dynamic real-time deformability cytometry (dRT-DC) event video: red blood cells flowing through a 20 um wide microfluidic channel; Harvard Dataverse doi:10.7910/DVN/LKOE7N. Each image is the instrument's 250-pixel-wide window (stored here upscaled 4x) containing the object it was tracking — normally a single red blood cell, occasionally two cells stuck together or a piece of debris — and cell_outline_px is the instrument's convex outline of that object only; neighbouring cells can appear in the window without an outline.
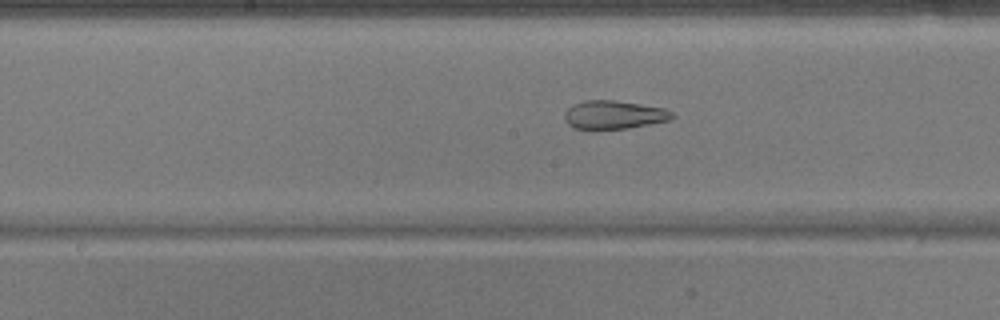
{"species": "common noctule bat (a hibernating species)", "species_latin": "Nyctalus noctula", "temperature_condition": "warm", "stored_images_in_passage": 43, "camera_frame_rate_fps": 3000, "um_per_image_px": 0.085, "animal": {"sex": "male", "body_mass_g": 17.9}, "frame": {"image": 1, "passage_image": 19, "time_ms": 6.0, "image_size_px": [1000, 320], "cell_outline_px": [[676, 116], [672, 120], [624, 128], [592, 132], [588, 132], [572, 128], [564, 120], [564, 112], [572, 104], [584, 100], [616, 100], [664, 108], [672, 112]], "centroid_in_image_um": [52.1, 9.79], "position_along_channel_um": 196.1, "area_um2": 18.55}}
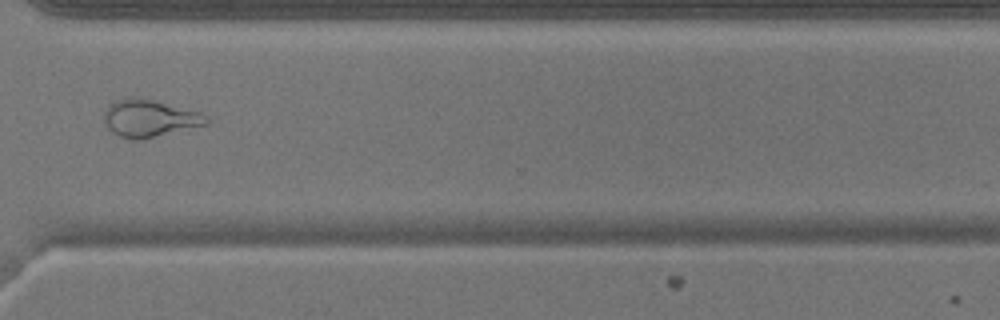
{"frame": {"image": 2, "passage_image": 31, "time_ms": 10.0, "image_size_px": [1000, 320], "cell_outline_px": [[208, 124], [140, 140], [132, 140], [120, 136], [112, 132], [104, 124], [104, 112], [108, 104], [116, 100], [152, 100], [200, 112], [208, 120]], "centroid_in_image_um": [12.68, 10.1], "position_along_channel_um": 357.9, "area_um2": 21.56}}
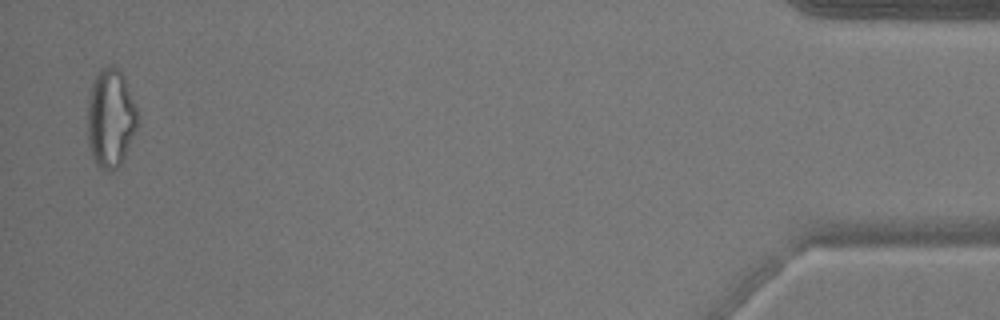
{"frame": {"image": 3, "passage_image": 42, "time_ms": 13.667, "image_size_px": [1000, 320], "cell_outline_px": [[136, 128], [124, 160], [116, 168], [100, 168], [96, 164], [92, 156], [88, 144], [88, 100], [92, 80], [100, 68], [112, 64], [124, 76], [136, 108]], "centroid_in_image_um": [9.38, 10.01], "position_along_channel_um": 425.8, "area_um2": 28.5}}